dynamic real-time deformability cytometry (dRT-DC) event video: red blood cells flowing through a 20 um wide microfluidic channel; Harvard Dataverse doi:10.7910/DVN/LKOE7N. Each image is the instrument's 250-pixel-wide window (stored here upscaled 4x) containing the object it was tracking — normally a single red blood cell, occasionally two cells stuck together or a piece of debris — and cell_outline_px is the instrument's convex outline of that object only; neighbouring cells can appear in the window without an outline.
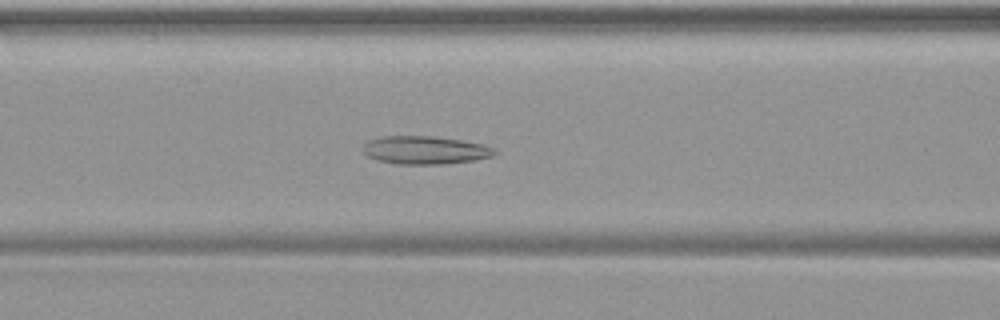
{"species": "common noctule bat (a hibernating species)", "species_latin": "Nyctalus noctula", "temperature_condition": "warm", "stored_images_in_passage": 49, "camera_frame_rate_fps": 3000, "um_per_image_px": 0.085, "animal": {"sex": "female", "body_mass_g": 19.9}, "frame": {"image": 1, "passage_image": 20, "time_ms": 6.333, "image_size_px": [1000, 320], "cell_outline_px": [[496, 152], [492, 156], [476, 160], [444, 164], [396, 164], [376, 160], [368, 156], [364, 152], [364, 144], [368, 140], [384, 136], [432, 136], [460, 140], [484, 144], [496, 148]], "centroid_in_image_um": [36.15, 12.76], "position_along_channel_um": 130.5, "area_um2": 21.62}}
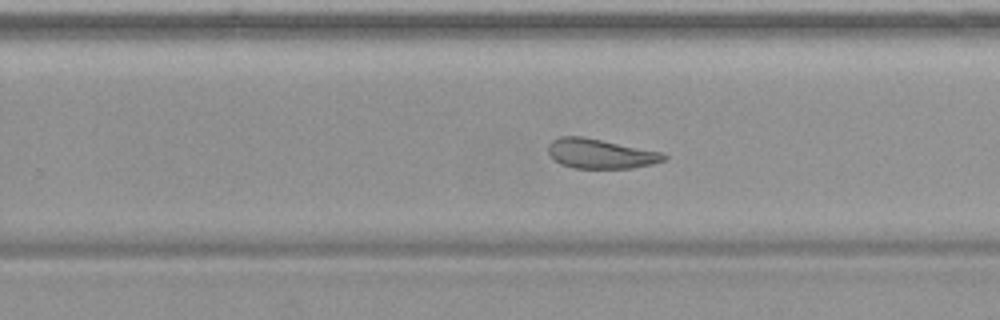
{"frame": {"image": 2, "passage_image": 31, "time_ms": 10.0, "image_size_px": [1000, 320], "cell_outline_px": [[668, 156], [664, 160], [652, 164], [632, 168], [572, 168], [560, 164], [552, 160], [548, 152], [548, 144], [552, 140], [560, 136], [580, 136], [664, 152]], "centroid_in_image_um": [51.01, 13.07], "position_along_channel_um": 278.8, "area_um2": 20.11}}
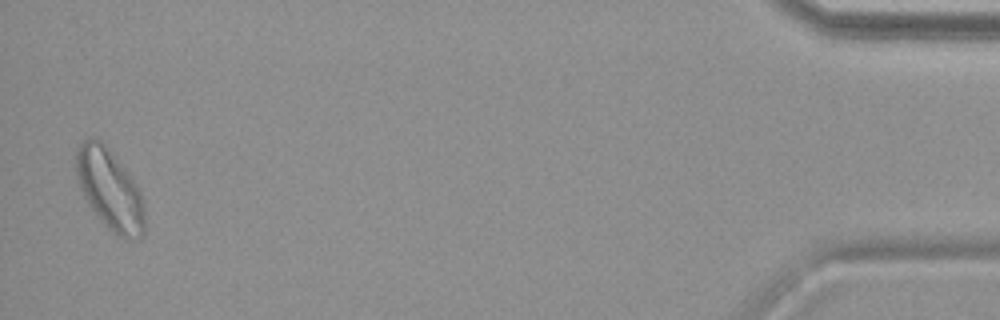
{"frame": {"image": 3, "passage_image": 48, "time_ms": 15.667, "image_size_px": [1000, 320], "cell_outline_px": [[144, 236], [140, 240], [124, 240], [112, 232], [108, 228], [88, 204], [76, 180], [76, 148], [84, 140], [92, 136], [100, 140], [108, 148], [124, 168], [136, 184], [140, 192], [144, 204]], "centroid_in_image_um": [9.33, 16.14], "position_along_channel_um": 425.9, "area_um2": 32.31}}